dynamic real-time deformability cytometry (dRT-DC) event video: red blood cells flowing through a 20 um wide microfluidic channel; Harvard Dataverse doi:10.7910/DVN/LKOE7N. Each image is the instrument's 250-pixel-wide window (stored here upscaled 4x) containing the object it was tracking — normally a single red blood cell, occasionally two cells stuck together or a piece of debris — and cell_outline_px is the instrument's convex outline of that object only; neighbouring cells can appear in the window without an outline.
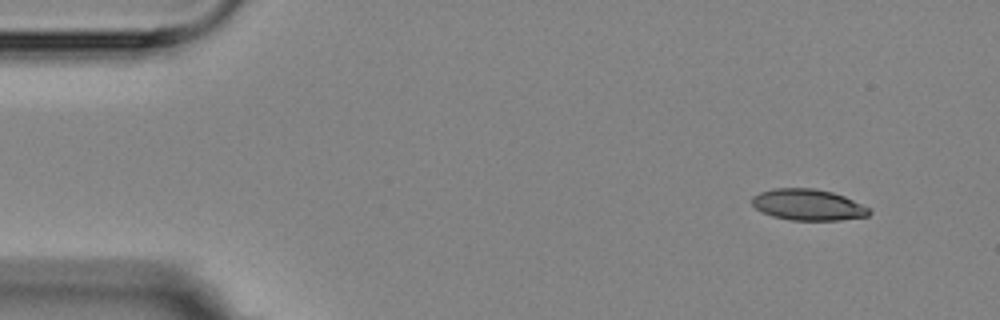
{"species": "Egyptian fruit bat (a non-hibernating species)", "species_latin": "Rousettus aegyptiacus", "temperature_condition": "room temperature", "stored_images_in_passage": 5, "camera_frame_rate_fps": 3000, "um_per_image_px": 0.085, "animal": {"sex": "female"}, "frame": {"image": 1, "passage_image": 1, "time_ms": 0.0, "image_size_px": [1000, 320], "cell_outline_px": [[872, 212], [868, 216], [840, 220], [792, 220], [772, 216], [760, 212], [752, 204], [752, 196], [760, 192], [772, 188], [816, 188], [832, 192], [844, 196], [872, 208]], "centroid_in_image_um": [68.7, 17.4], "position_along_channel_um": 16.3, "area_um2": 21.56}}
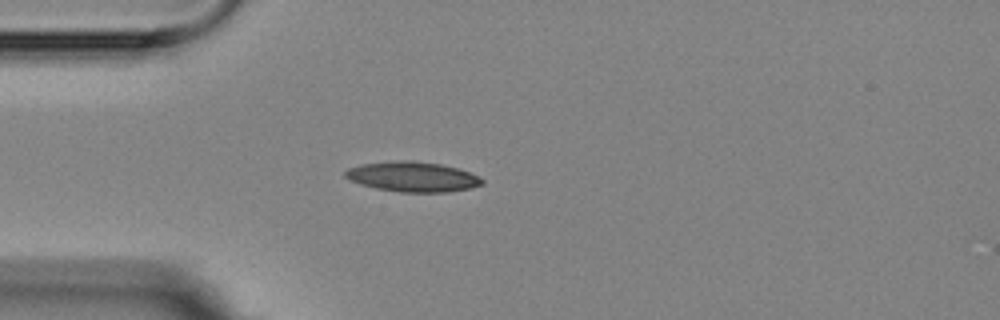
{"frame": {"image": 2, "passage_image": 4, "time_ms": 3.333, "image_size_px": [1000, 320], "cell_outline_px": [[484, 184], [472, 188], [448, 192], [400, 192], [376, 188], [360, 184], [344, 176], [344, 172], [348, 168], [360, 164], [396, 160], [412, 160], [440, 164], [460, 168], [480, 176], [484, 180]], "centroid_in_image_um": [35.12, 15.02], "position_along_channel_um": 49.9, "area_um2": 24.22}}